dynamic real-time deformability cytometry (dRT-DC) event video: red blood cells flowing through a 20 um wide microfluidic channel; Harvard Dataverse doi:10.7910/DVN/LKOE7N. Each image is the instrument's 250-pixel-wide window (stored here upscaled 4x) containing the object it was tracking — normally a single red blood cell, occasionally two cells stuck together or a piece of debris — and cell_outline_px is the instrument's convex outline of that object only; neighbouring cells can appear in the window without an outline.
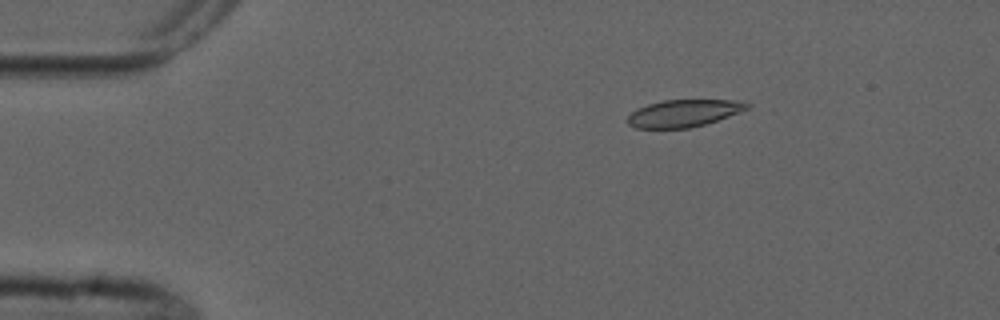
{"species": "common noctule bat (a hibernating species)", "species_latin": "Nyctalus noctula", "temperature_condition": "cold", "stored_images_in_passage": 4, "camera_frame_rate_fps": 3000, "um_per_image_px": 0.085, "animal": {"sex": "male", "forearm_length_mm": 52.5}, "frame": {"image": 1, "passage_image": 2, "time_ms": 2.333, "image_size_px": [1000, 320], "cell_outline_px": [[752, 104], [748, 108], [740, 112], [704, 124], [688, 128], [636, 128], [628, 124], [628, 116], [636, 108], [648, 104], [664, 100], [744, 100]], "centroid_in_image_um": [58.13, 9.61], "position_along_channel_um": 26.9, "area_um2": 18.9}}